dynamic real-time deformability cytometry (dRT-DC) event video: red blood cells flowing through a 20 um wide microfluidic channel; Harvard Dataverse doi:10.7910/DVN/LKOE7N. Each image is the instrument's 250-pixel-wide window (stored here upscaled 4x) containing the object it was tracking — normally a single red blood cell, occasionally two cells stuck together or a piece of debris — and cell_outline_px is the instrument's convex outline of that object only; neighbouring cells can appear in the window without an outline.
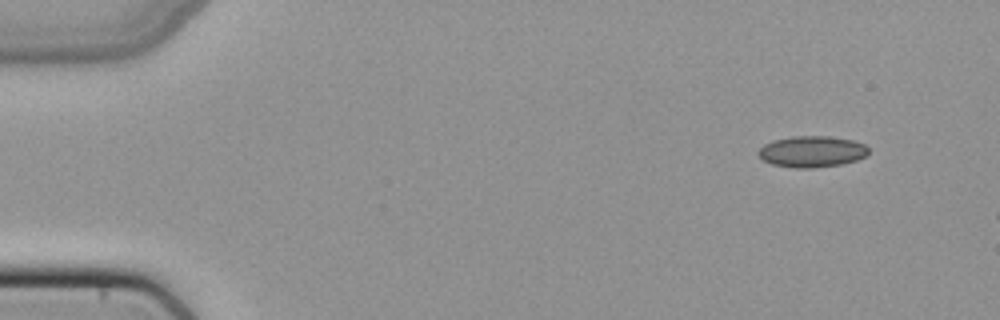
{"species": "common noctule bat (a hibernating species)", "species_latin": "Nyctalus noctula", "temperature_condition": "cold", "stored_images_in_passage": 8, "camera_frame_rate_fps": 3000, "um_per_image_px": 0.085, "animal": {"sex": "female", "body_mass_g": 22.7, "forearm_length_mm": 54.2}, "frame": {"image": 1, "passage_image": 1, "time_ms": 0.0, "image_size_px": [1000, 320], "cell_outline_px": [[868, 152], [864, 156], [856, 160], [840, 164], [812, 168], [796, 168], [772, 164], [764, 160], [756, 152], [764, 144], [772, 140], [792, 136], [828, 136], [852, 140], [864, 144], [868, 148]], "centroid_in_image_um": [68.98, 12.87], "position_along_channel_um": 16.0, "area_um2": 19.94}}